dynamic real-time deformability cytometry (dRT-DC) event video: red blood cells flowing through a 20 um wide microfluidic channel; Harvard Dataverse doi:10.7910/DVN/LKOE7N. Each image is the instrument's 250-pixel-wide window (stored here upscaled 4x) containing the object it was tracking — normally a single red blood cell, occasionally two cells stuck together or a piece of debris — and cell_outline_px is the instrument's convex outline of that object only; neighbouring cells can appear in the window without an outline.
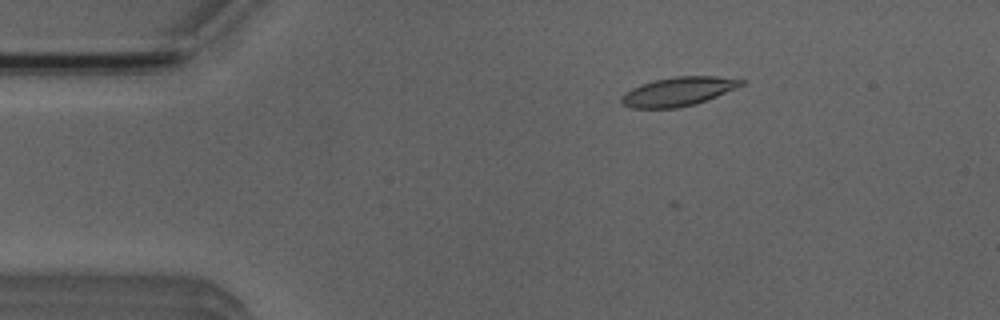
{"species": "Egyptian fruit bat (a non-hibernating species)", "species_latin": "Rousettus aegyptiacus", "temperature_condition": "room temperature", "stored_images_in_passage": 52, "camera_frame_rate_fps": 3000, "um_per_image_px": 0.085, "animal": {"sex": "male"}, "frame": {"image": 1, "passage_image": 9, "time_ms": 2.667, "image_size_px": [1000, 320], "cell_outline_px": [[744, 84], [736, 88], [696, 104], [676, 108], [632, 108], [624, 104], [620, 100], [620, 96], [624, 92], [640, 84], [652, 80], [676, 76], [716, 76], [744, 80]], "centroid_in_image_um": [57.61, 7.77], "position_along_channel_um": 27.4, "area_um2": 20.17}}
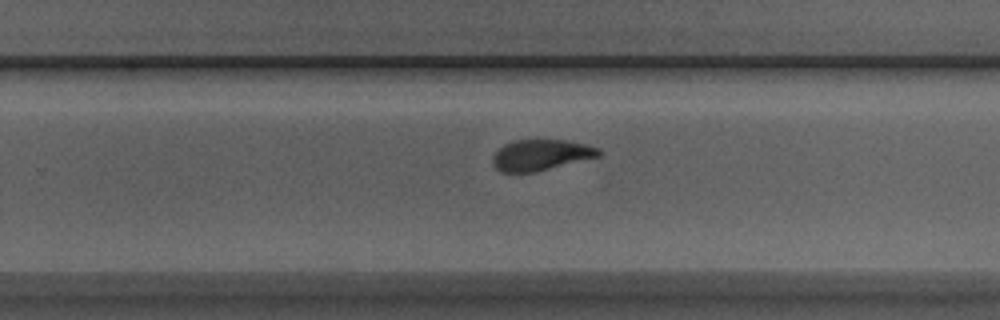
{"frame": {"image": 2, "passage_image": 33, "time_ms": 10.667, "image_size_px": [1000, 320], "cell_outline_px": [[604, 152], [600, 156], [536, 172], [500, 172], [492, 164], [492, 156], [504, 144], [512, 140], [564, 140], [584, 144], [600, 148]], "centroid_in_image_um": [45.98, 13.18], "position_along_channel_um": 283.8, "area_um2": 19.19}}
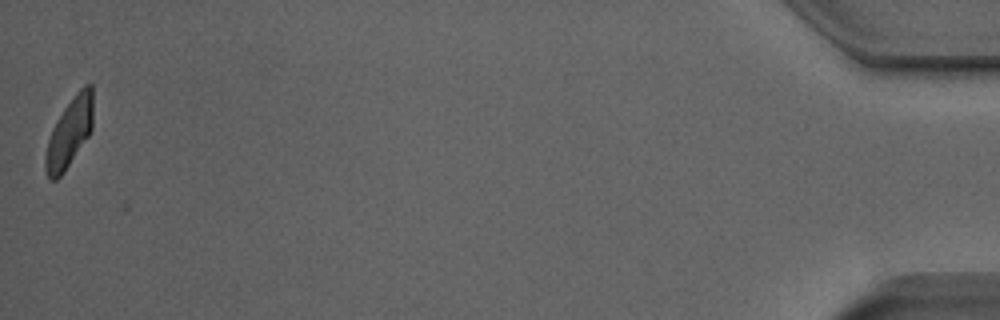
{"frame": {"image": 3, "passage_image": 52, "time_ms": 17.0, "image_size_px": [1000, 320], "cell_outline_px": [[92, 128], [88, 136], [64, 172], [56, 180], [48, 180], [44, 168], [44, 156], [48, 140], [52, 128], [56, 120], [64, 108], [76, 92], [84, 84], [92, 84]], "centroid_in_image_um": [5.87, 11.29], "position_along_channel_um": 429.3, "area_um2": 19.19}, "authors_computed_cell_mechanics": {"area_um2": 19.7387, "velocity_mm_per_s": 3.9177, "shape_relaxation_time_tau1_ms": 4.1705, "shape_relaxation_time_tau2_ms": 1.5309, "deformation_change_tau1": 0.1678, "deformation_change_tau2": 0.0796}}